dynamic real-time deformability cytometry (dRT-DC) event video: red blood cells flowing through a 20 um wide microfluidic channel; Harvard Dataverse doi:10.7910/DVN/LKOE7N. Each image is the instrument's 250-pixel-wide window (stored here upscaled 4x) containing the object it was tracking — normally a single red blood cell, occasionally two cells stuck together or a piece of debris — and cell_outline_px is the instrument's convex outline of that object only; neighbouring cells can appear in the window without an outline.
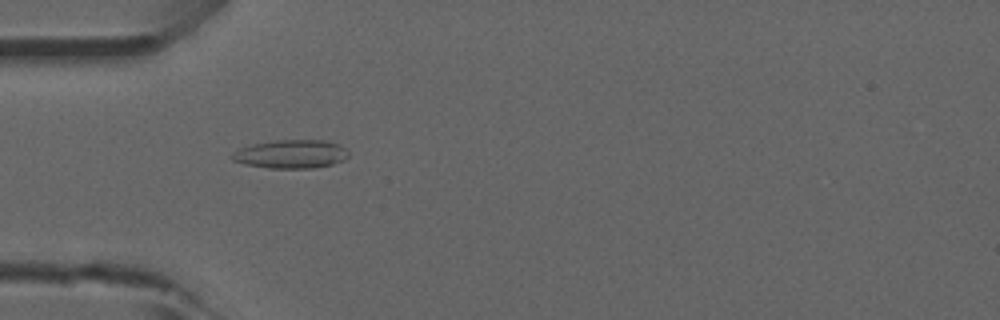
{"species": "common noctule bat (a hibernating species)", "species_latin": "Nyctalus noctula", "temperature_condition": "room temperature", "stored_images_in_passage": 53, "camera_frame_rate_fps": 3000, "um_per_image_px": 0.085, "animal": {"sex": "male", "forearm_length_mm": 52.5}, "frame": {"image": 1, "passage_image": 16, "time_ms": 5.0, "image_size_px": [1000, 320], "cell_outline_px": [[348, 156], [344, 160], [332, 164], [312, 168], [268, 168], [244, 164], [232, 160], [232, 152], [240, 148], [252, 144], [276, 140], [324, 140], [336, 144], [344, 148], [348, 152]], "centroid_in_image_um": [24.71, 13.1], "position_along_channel_um": 60.3, "area_um2": 19.25}}
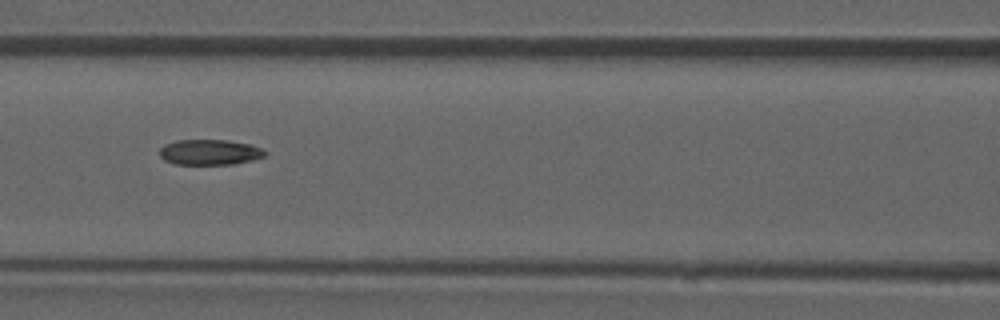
{"frame": {"image": 2, "passage_image": 23, "time_ms": 7.333, "image_size_px": [1000, 320], "cell_outline_px": [[264, 156], [252, 160], [232, 164], [176, 164], [164, 160], [160, 156], [160, 148], [164, 144], [176, 140], [228, 140], [248, 144], [260, 148], [264, 152]], "centroid_in_image_um": [17.76, 12.93], "position_along_channel_um": 148.8, "area_um2": 15.43}, "authors_computed_cell_mechanics": {"area_um2": 16.0684, "velocity_mm_per_s": 3.8849, "shape_relaxation_time_tau1_ms": null, "shape_relaxation_time_tau2_ms": 3.7272, "deformation_change_tau1": null, "deformation_change_tau2": 0.1016}}